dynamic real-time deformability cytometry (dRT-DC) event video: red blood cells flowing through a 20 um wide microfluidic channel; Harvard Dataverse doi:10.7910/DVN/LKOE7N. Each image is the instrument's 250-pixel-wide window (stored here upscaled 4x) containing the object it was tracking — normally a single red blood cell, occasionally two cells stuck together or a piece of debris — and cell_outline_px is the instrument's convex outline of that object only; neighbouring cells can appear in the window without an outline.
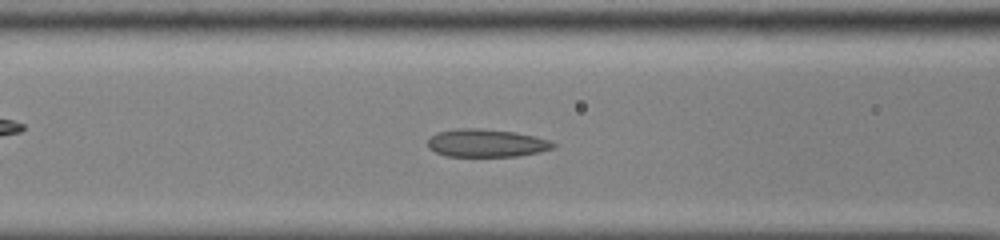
{"species": "common noctule bat (a hibernating species)", "species_latin": "Nyctalus noctula", "temperature_condition": "cold", "stored_images_in_passage": 46, "camera_frame_rate_fps": 3000, "um_per_image_px": 0.085, "animal": {"sex": "male", "body_mass_g": 13.0, "forearm_length_mm": 53.1}, "frame": {"image": 1, "passage_image": 15, "time_ms": 4.667, "image_size_px": [1000, 240], "cell_outline_px": [[556, 144], [552, 148], [540, 152], [516, 156], [448, 156], [436, 152], [428, 148], [428, 140], [436, 132], [456, 128], [480, 128], [516, 132], [548, 140]], "centroid_in_image_um": [41.31, 12.15], "position_along_channel_um": 125.3, "area_um2": 20.29}}
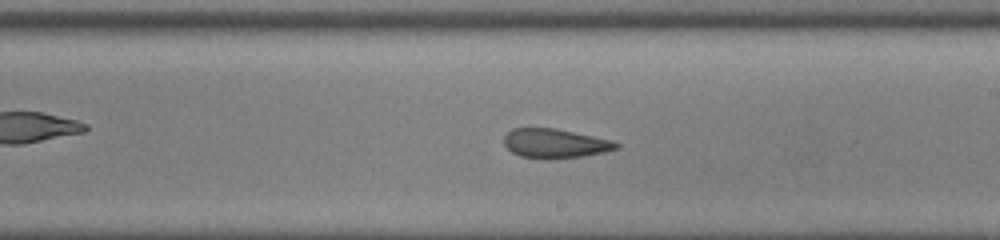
{"frame": {"image": 2, "passage_image": 24, "time_ms": 7.667, "image_size_px": [1000, 240], "cell_outline_px": [[620, 148], [604, 152], [584, 156], [520, 156], [512, 152], [504, 144], [504, 136], [512, 128], [556, 128], [612, 140], [620, 144]], "centroid_in_image_um": [47.21, 12.14], "position_along_channel_um": 241.8, "area_um2": 18.44}}
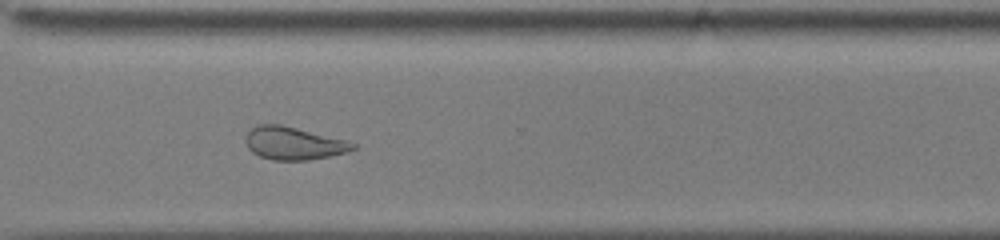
{"frame": {"image": 3, "passage_image": 32, "time_ms": 10.333, "image_size_px": [1000, 240], "cell_outline_px": [[356, 148], [348, 152], [308, 160], [272, 160], [260, 156], [252, 152], [248, 148], [244, 140], [244, 136], [252, 128], [260, 124], [280, 124], [344, 140], [356, 144]], "centroid_in_image_um": [24.91, 12.19], "position_along_channel_um": 345.7, "area_um2": 20.29}, "authors_computed_cell_mechanics": {"area_um2": 21.7906, "velocity_mm_per_s": 3.8929, "shape_relaxation_time_tau1_ms": null, "shape_relaxation_time_tau2_ms": 1.626, "deformation_change_tau1": null, "deformation_change_tau2": 0.0868}}